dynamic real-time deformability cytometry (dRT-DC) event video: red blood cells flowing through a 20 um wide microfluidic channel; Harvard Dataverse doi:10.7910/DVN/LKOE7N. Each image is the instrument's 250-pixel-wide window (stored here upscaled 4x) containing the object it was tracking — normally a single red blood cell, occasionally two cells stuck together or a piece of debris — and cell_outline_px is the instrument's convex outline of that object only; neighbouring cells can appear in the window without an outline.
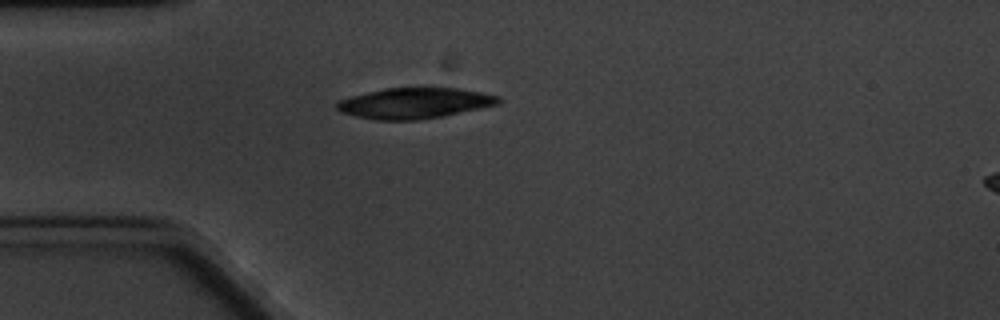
{"species": "common noctule bat (a hibernating species)", "species_latin": "Nyctalus noctula", "temperature_condition": "cold", "stored_images_in_passage": 2, "segment_of_instrument_passage": [1, 2], "camera_frame_rate_fps": 3000, "um_per_image_px": 0.085, "animal": {"sex": "male", "body_mass_g": 20.1, "forearm_length_mm": 53.5}, "frame": {"image": 1, "passage_image": 1, "time_ms": 0.0, "image_size_px": [1000, 320], "cell_outline_px": [[500, 104], [444, 116], [416, 120], [376, 120], [356, 116], [340, 112], [336, 108], [336, 104], [340, 100], [352, 96], [384, 88], [420, 84], [432, 84], [460, 88], [500, 96]], "centroid_in_image_um": [35.29, 8.71], "position_along_channel_um": 49.7, "area_um2": 30.11}}